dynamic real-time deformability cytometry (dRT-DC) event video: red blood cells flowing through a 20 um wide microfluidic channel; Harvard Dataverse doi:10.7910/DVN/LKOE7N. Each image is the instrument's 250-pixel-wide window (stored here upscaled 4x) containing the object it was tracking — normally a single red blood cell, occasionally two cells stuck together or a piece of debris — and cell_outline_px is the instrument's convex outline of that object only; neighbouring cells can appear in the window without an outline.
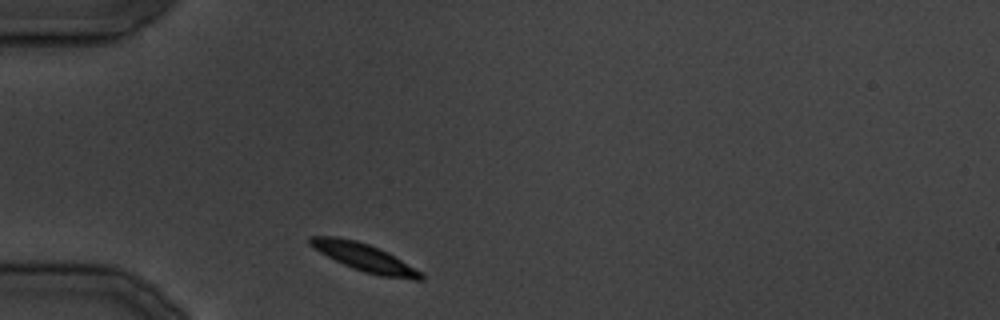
{"species": "common noctule bat (a hibernating species)", "species_latin": "Nyctalus noctula", "temperature_condition": "cold", "stored_images_in_passage": 26, "camera_frame_rate_fps": 3000, "um_per_image_px": 0.085, "animal": {"sex": "male", "body_mass_g": 19.5, "forearm_length_mm": 54.6}, "frame": {"image": 1, "passage_image": 1, "time_ms": 0.0, "image_size_px": [1000, 320], "cell_outline_px": [[424, 280], [416, 280], [380, 276], [364, 272], [344, 264], [320, 252], [308, 244], [308, 236], [336, 236], [356, 240], [380, 248], [388, 252], [424, 272]], "centroid_in_image_um": [31.03, 21.89], "position_along_channel_um": 54.0, "area_um2": 18.09}}
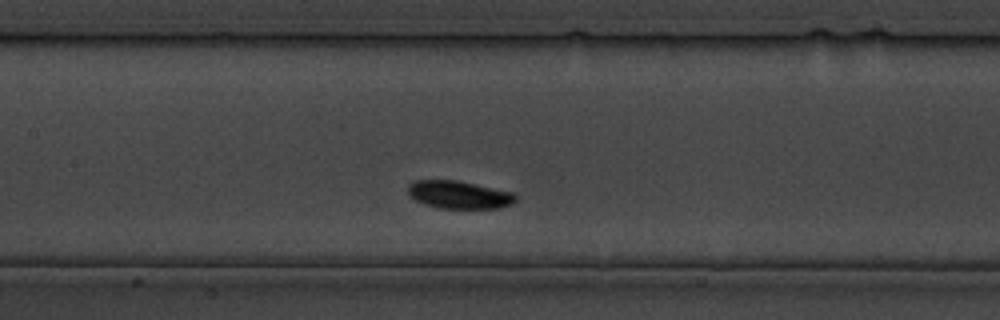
{"frame": {"image": 2, "passage_image": 8, "time_ms": 8.667, "image_size_px": [1000, 320], "cell_outline_px": [[516, 200], [512, 204], [500, 208], [440, 208], [424, 204], [408, 196], [408, 184], [412, 180], [456, 180], [512, 192], [516, 196]], "centroid_in_image_um": [38.98, 16.55], "position_along_channel_um": 168.4, "area_um2": 17.46}}
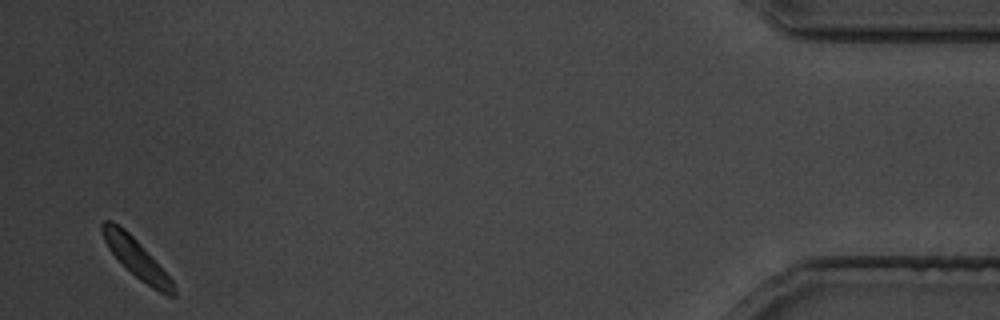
{"frame": {"image": 3, "passage_image": 26, "time_ms": 30.667, "image_size_px": [1000, 320], "cell_outline_px": [[176, 296], [168, 296], [152, 288], [140, 280], [108, 248], [104, 240], [100, 228], [100, 224], [104, 220], [112, 220], [124, 228], [140, 244], [172, 280], [176, 292]], "centroid_in_image_um": [11.57, 21.92], "position_along_channel_um": 423.6, "area_um2": 15.66}}